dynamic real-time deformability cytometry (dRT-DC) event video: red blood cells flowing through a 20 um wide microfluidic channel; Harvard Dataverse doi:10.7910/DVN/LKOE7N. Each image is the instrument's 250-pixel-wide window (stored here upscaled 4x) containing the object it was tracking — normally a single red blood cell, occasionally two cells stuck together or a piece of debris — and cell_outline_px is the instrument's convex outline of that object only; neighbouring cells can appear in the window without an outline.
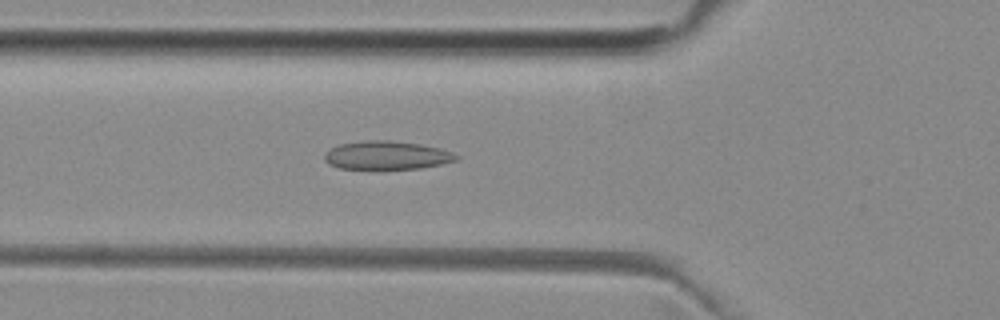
{"species": "common noctule bat (a hibernating species)", "species_latin": "Nyctalus noctula", "temperature_condition": "room temperature", "stored_images_in_passage": 41, "camera_frame_rate_fps": 3000, "um_per_image_px": 0.085, "animal": {"sex": "female", "body_mass_g": 29.2, "forearm_length_mm": 56.3}, "frame": {"image": 1, "passage_image": 7, "time_ms": 2.0, "image_size_px": [1000, 320], "cell_outline_px": [[460, 156], [456, 160], [440, 164], [420, 168], [380, 172], [340, 168], [328, 164], [324, 160], [324, 152], [340, 144], [364, 140], [388, 140], [420, 144], [440, 148], [452, 152]], "centroid_in_image_um": [32.83, 13.25], "position_along_channel_um": 93.0, "area_um2": 22.77}}
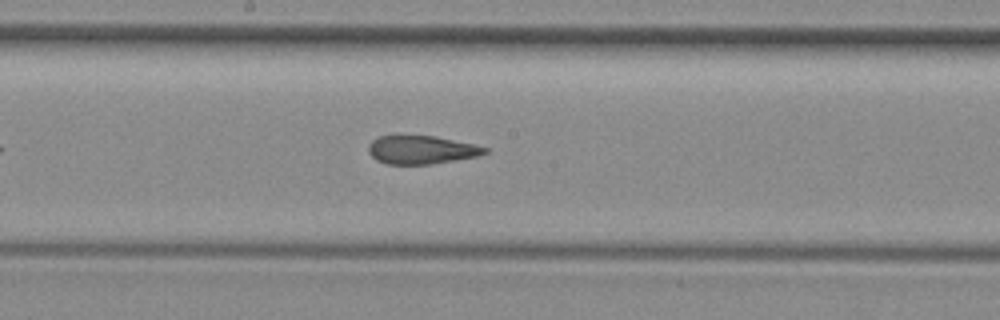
{"frame": {"image": 2, "passage_image": 16, "time_ms": 5.0, "image_size_px": [1000, 320], "cell_outline_px": [[488, 152], [480, 156], [432, 164], [388, 164], [376, 160], [368, 152], [368, 144], [372, 140], [380, 136], [436, 136], [472, 144], [488, 148]], "centroid_in_image_um": [35.82, 12.74], "position_along_channel_um": 212.4, "area_um2": 19.19}}
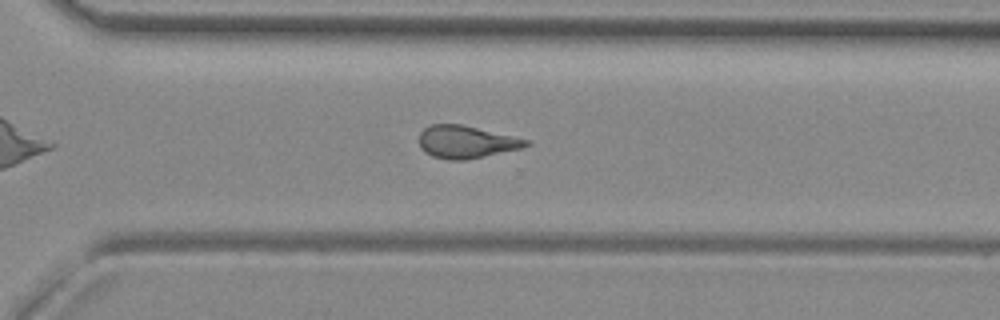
{"frame": {"image": 3, "passage_image": 25, "time_ms": 8.0, "image_size_px": [1000, 320], "cell_outline_px": [[532, 144], [524, 148], [468, 160], [448, 160], [432, 156], [424, 152], [420, 148], [420, 132], [428, 124], [460, 124], [532, 140]], "centroid_in_image_um": [39.67, 12.07], "position_along_channel_um": 330.9, "area_um2": 20.63}, "authors_computed_cell_mechanics": {"area_um2": 20.6346, "velocity_mm_per_s": 3.9677, "shape_relaxation_time_tau1_ms": null, "shape_relaxation_time_tau2_ms": 2.3916, "deformation_change_tau1": null, "deformation_change_tau2": 0.109}}